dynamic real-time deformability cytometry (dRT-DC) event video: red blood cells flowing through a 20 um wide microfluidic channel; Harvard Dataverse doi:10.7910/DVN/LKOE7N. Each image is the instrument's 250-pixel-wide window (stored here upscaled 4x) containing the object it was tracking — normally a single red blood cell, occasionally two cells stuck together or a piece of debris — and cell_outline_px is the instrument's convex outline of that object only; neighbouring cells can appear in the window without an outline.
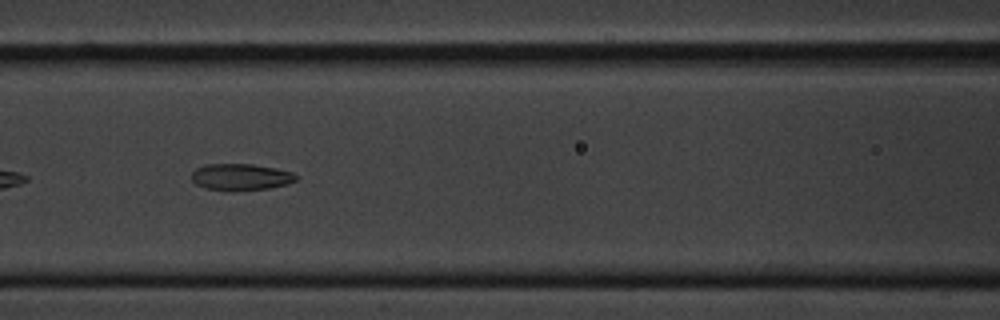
{"species": "common noctule bat (a hibernating species)", "species_latin": "Nyctalus noctula", "temperature_condition": "cold", "stored_images_in_passage": 10, "camera_frame_rate_fps": 3000, "um_per_image_px": 0.085, "animal": {"sex": "male", "body_mass_g": 20.1, "forearm_length_mm": 53.5}, "frame": {"image": 1, "passage_image": 7, "time_ms": 7.0, "image_size_px": [1000, 320], "cell_outline_px": [[296, 180], [288, 184], [268, 188], [232, 192], [228, 192], [204, 188], [196, 184], [192, 180], [192, 172], [196, 168], [204, 164], [252, 164], [276, 168], [292, 172], [296, 176]], "centroid_in_image_um": [20.43, 15.06], "position_along_channel_um": 146.2, "area_um2": 16.47}}
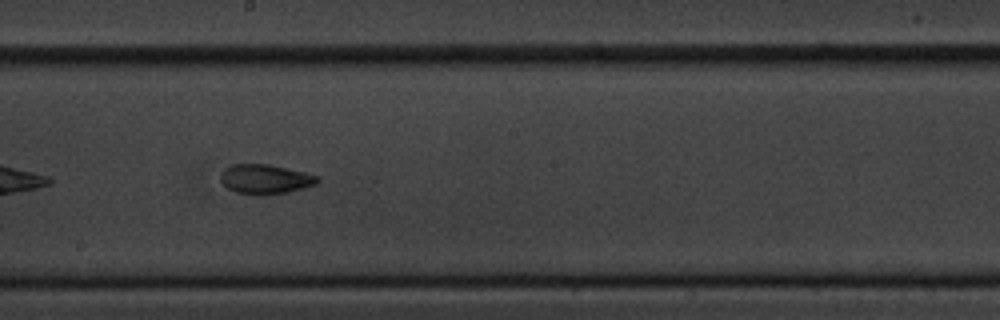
{"frame": {"image": 2, "passage_image": 9, "time_ms": 9.333, "image_size_px": [1000, 320], "cell_outline_px": [[320, 180], [316, 184], [288, 192], [260, 196], [256, 196], [236, 192], [228, 188], [220, 180], [220, 172], [224, 168], [232, 164], [268, 164], [304, 172], [320, 176]], "centroid_in_image_um": [22.53, 15.23], "position_along_channel_um": 225.7, "area_um2": 16.88}}
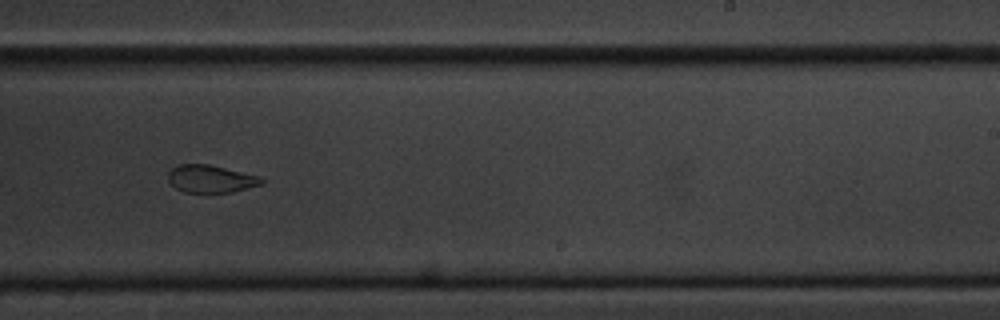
{"frame": {"image": 3, "passage_image": 10, "time_ms": 10.667, "image_size_px": [1000, 320], "cell_outline_px": [[264, 184], [232, 192], [184, 192], [176, 188], [168, 180], [168, 172], [172, 168], [180, 164], [208, 164], [260, 176], [264, 180]], "centroid_in_image_um": [17.93, 15.2], "position_along_channel_um": 271.1, "area_um2": 14.97}}